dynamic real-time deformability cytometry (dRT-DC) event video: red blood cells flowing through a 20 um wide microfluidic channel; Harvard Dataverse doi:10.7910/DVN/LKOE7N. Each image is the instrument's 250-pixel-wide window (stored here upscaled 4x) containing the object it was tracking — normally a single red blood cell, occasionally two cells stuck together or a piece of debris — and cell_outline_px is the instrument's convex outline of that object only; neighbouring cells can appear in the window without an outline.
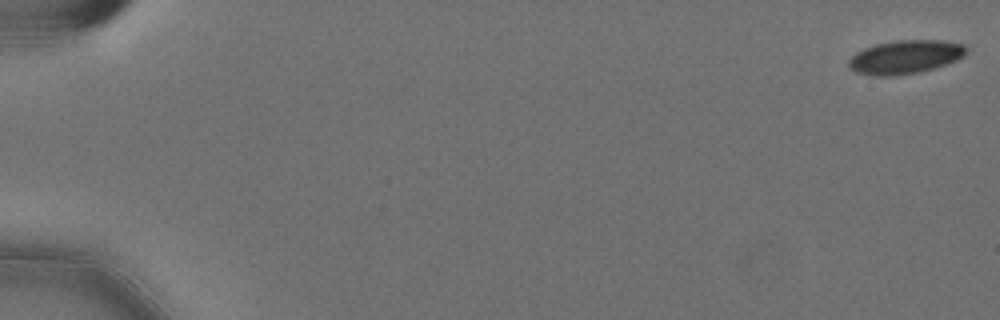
{"species": "Egyptian fruit bat (a non-hibernating species)", "species_latin": "Rousettus aegyptiacus", "temperature_condition": "cold", "stored_images_in_passage": 53, "camera_frame_rate_fps": 3000, "um_per_image_px": 0.085, "animal": {"sex": "female"}, "frame": {"image": 1, "passage_image": 1, "time_ms": 0.0, "image_size_px": [1000, 320], "cell_outline_px": [[968, 48], [956, 60], [932, 68], [916, 72], [892, 76], [876, 76], [856, 72], [848, 68], [848, 60], [856, 52], [864, 48], [876, 44], [896, 40], [944, 40], [964, 44]], "centroid_in_image_um": [76.89, 4.83], "position_along_channel_um": 8.1, "area_um2": 22.77}}
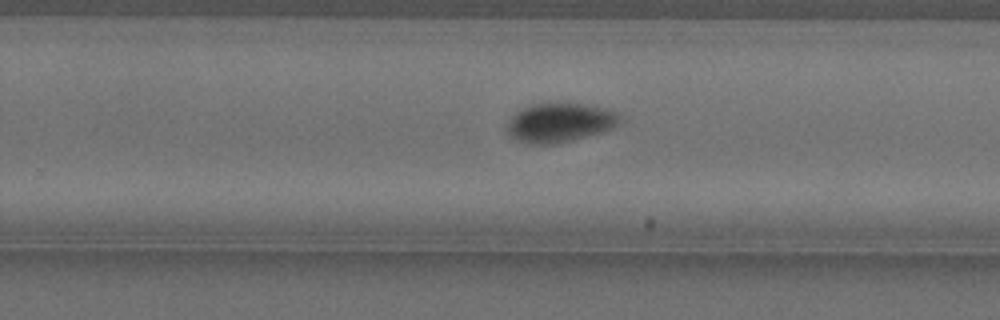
{"frame": {"image": 2, "passage_image": 38, "time_ms": 12.333, "image_size_px": [1000, 320], "cell_outline_px": [[620, 116], [616, 124], [612, 128], [600, 132], [572, 140], [556, 144], [528, 144], [516, 140], [508, 136], [508, 120], [516, 112], [532, 104], [588, 104], [604, 108], [616, 112]], "centroid_in_image_um": [47.53, 10.44], "position_along_channel_um": 282.3, "area_um2": 25.37}}
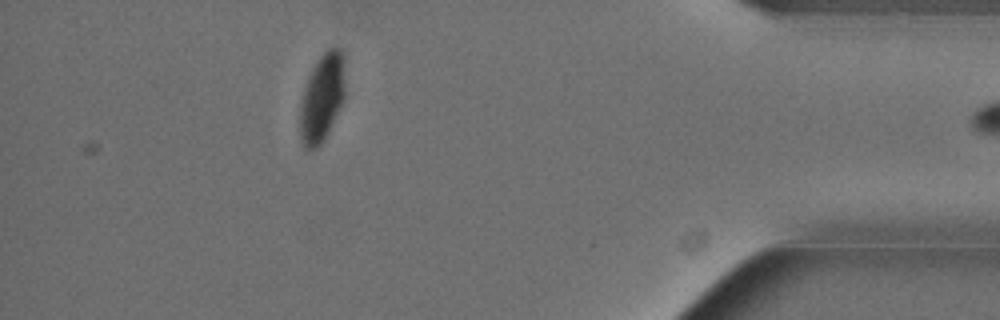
{"frame": {"image": 3, "passage_image": 52, "time_ms": 17.0, "image_size_px": [1000, 320], "cell_outline_px": [[344, 100], [324, 140], [316, 148], [304, 148], [300, 140], [300, 104], [304, 88], [312, 68], [320, 56], [328, 48], [344, 48]], "centroid_in_image_um": [27.38, 8.29], "position_along_channel_um": 407.8, "area_um2": 23.24}}